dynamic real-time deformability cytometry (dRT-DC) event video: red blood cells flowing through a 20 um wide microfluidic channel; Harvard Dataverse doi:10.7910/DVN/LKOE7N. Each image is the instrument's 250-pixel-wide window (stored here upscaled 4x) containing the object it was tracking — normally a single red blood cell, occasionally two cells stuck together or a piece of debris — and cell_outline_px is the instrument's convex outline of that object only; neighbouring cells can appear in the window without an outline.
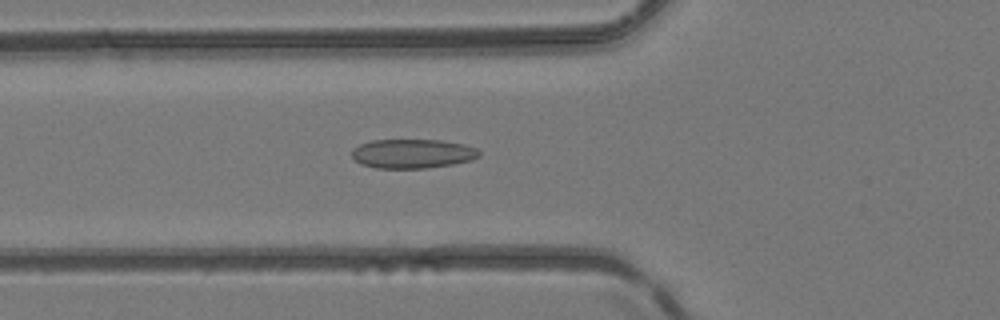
{"species": "common noctule bat (a hibernating species)", "species_latin": "Nyctalus noctula", "temperature_condition": "room temperature", "stored_images_in_passage": 48, "camera_frame_rate_fps": 3000, "um_per_image_px": 0.085, "animal": {"sex": "female", "body_mass_g": 24.6, "forearm_length_mm": 56.2}, "frame": {"image": 1, "passage_image": 18, "time_ms": 5.667, "image_size_px": [1000, 320], "cell_outline_px": [[480, 156], [472, 160], [452, 164], [428, 168], [376, 168], [360, 164], [352, 156], [352, 148], [360, 144], [372, 140], [440, 140], [464, 144], [476, 148], [480, 152]], "centroid_in_image_um": [35.06, 13.06], "position_along_channel_um": 90.7, "area_um2": 21.73}}
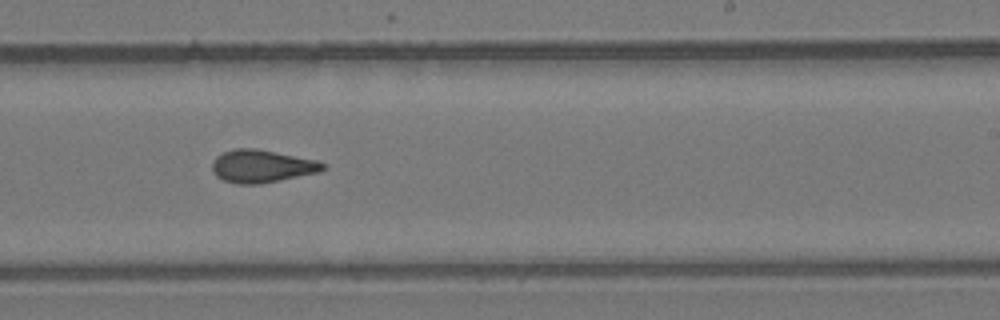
{"frame": {"image": 2, "passage_image": 30, "time_ms": 9.667, "image_size_px": [1000, 320], "cell_outline_px": [[324, 168], [320, 172], [260, 184], [236, 184], [224, 180], [216, 176], [212, 172], [212, 160], [216, 156], [232, 148], [256, 148], [316, 160], [324, 164]], "centroid_in_image_um": [22.2, 14.12], "position_along_channel_um": 266.8, "area_um2": 21.15}}
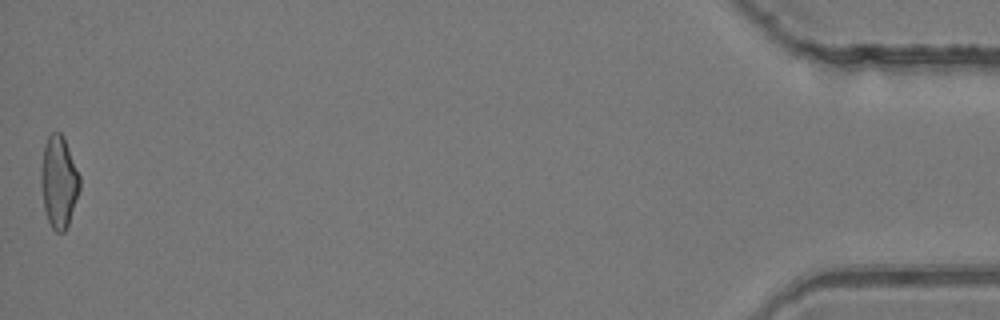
{"frame": {"image": 3, "passage_image": 48, "time_ms": 15.667, "image_size_px": [1000, 320], "cell_outline_px": [[80, 188], [68, 224], [64, 232], [56, 232], [52, 228], [48, 220], [44, 208], [40, 184], [40, 176], [44, 148], [48, 136], [52, 132], [60, 132], [64, 136], [80, 176]], "centroid_in_image_um": [5.0, 15.45], "position_along_channel_um": 430.2, "area_um2": 20.63}}